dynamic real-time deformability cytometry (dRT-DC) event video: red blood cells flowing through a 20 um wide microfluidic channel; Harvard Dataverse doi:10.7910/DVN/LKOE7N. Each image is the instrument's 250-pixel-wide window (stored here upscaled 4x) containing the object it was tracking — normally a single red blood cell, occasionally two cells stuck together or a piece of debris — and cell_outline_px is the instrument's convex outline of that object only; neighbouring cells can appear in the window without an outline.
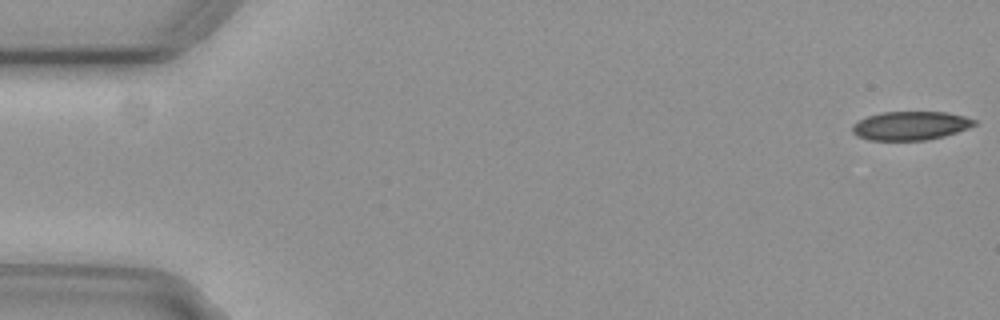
{"species": "common noctule bat (a hibernating species)", "species_latin": "Nyctalus noctula", "temperature_condition": "cold", "stored_images_in_passage": 55, "camera_frame_rate_fps": 3000, "um_per_image_px": 0.085, "animal": {"sex": "female", "body_mass_g": 29.2, "forearm_length_mm": 56.3}, "frame": {"image": 1, "passage_image": 1, "time_ms": 0.0, "image_size_px": [1000, 320], "cell_outline_px": [[976, 124], [968, 128], [944, 136], [924, 140], [868, 140], [856, 136], [852, 132], [852, 124], [868, 116], [880, 112], [948, 112], [964, 116], [976, 120]], "centroid_in_image_um": [77.37, 10.68], "position_along_channel_um": 7.6, "area_um2": 20.4}}
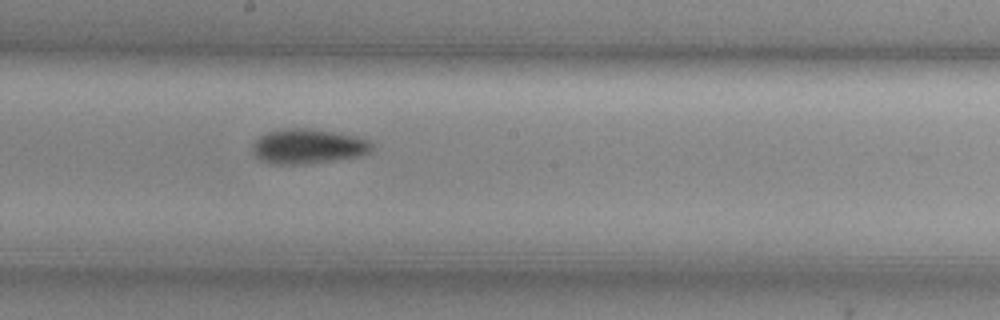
{"frame": {"image": 2, "passage_image": 30, "time_ms": 9.667, "image_size_px": [1000, 320], "cell_outline_px": [[372, 148], [364, 156], [300, 164], [272, 164], [260, 160], [256, 156], [252, 148], [256, 140], [260, 136], [268, 132], [288, 128], [308, 128], [356, 136], [368, 140], [372, 144]], "centroid_in_image_um": [26.19, 12.44], "position_along_channel_um": 222.0, "area_um2": 23.93}}
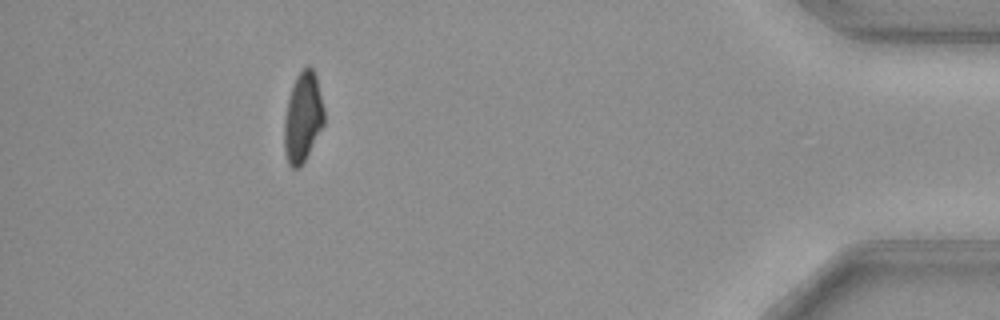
{"frame": {"image": 3, "passage_image": 50, "time_ms": 16.333, "image_size_px": [1000, 320], "cell_outline_px": [[324, 124], [300, 168], [292, 168], [288, 164], [284, 148], [284, 120], [288, 100], [296, 76], [308, 64], [312, 68], [316, 76], [324, 108]], "centroid_in_image_um": [25.74, 9.98], "position_along_channel_um": 409.5, "area_um2": 20.69}, "authors_computed_cell_mechanics": {"area_um2": 22.3108, "velocity_mm_per_s": 3.728, "shape_relaxation_time_tau1_ms": 7.1152, "shape_relaxation_time_tau2_ms": null, "deformation_change_tau1": 0.1524, "deformation_change_tau2": null}}